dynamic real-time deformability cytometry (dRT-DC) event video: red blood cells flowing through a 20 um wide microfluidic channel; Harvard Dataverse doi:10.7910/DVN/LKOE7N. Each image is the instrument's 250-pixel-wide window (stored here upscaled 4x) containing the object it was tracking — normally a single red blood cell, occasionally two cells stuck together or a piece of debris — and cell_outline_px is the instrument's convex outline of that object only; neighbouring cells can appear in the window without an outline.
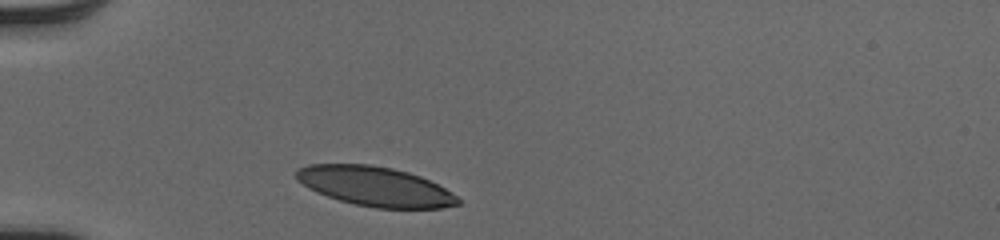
{"species": "human", "species_latin": "Homo sapiens", "temperature_condition": "cold", "stored_images_in_passage": 31, "camera_frame_rate_fps": 3000, "um_per_image_px": 0.085, "donor": {"sex": "male"}, "frame": {"image": 1, "passage_image": 1, "time_ms": 0.0, "image_size_px": [1000, 240], "cell_outline_px": [[460, 204], [440, 208], [376, 208], [356, 204], [340, 200], [316, 192], [308, 188], [296, 180], [296, 172], [300, 168], [308, 164], [368, 164], [392, 168], [408, 172], [420, 176], [452, 192], [460, 200]], "centroid_in_image_um": [31.88, 15.84], "position_along_channel_um": 53.1, "area_um2": 36.99}}
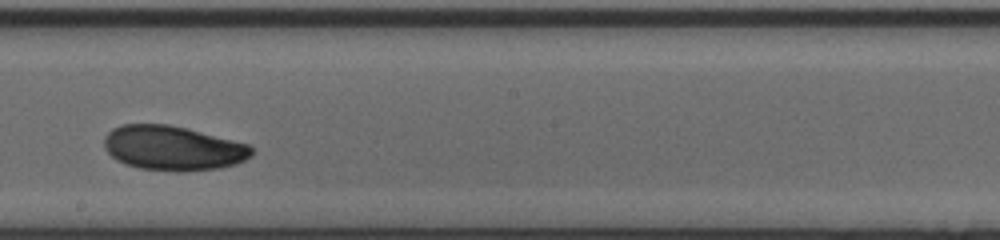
{"frame": {"image": 2, "passage_image": 16, "time_ms": 5.0, "image_size_px": [1000, 240], "cell_outline_px": [[252, 156], [236, 164], [220, 168], [184, 172], [176, 172], [140, 168], [116, 160], [104, 148], [104, 140], [108, 132], [112, 128], [120, 124], [168, 124], [248, 144], [252, 148]], "centroid_in_image_um": [14.68, 12.6], "position_along_channel_um": 233.5, "area_um2": 38.21}}
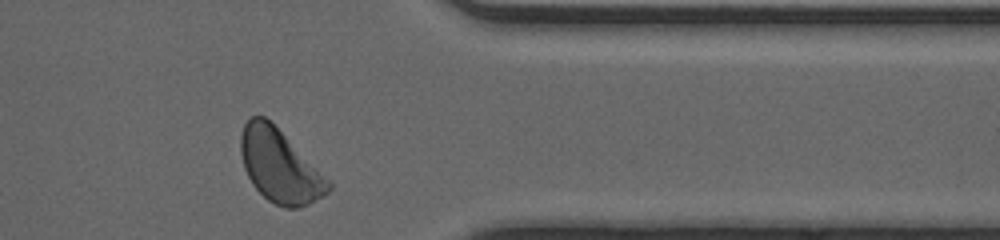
{"frame": {"image": 3, "passage_image": 28, "time_ms": 9.0, "image_size_px": [1000, 240], "cell_outline_px": [[332, 188], [328, 192], [308, 204], [300, 208], [284, 208], [268, 200], [252, 184], [244, 168], [240, 152], [240, 136], [244, 124], [252, 116], [264, 116], [332, 180]], "centroid_in_image_um": [23.79, 14.13], "position_along_channel_um": 387.6, "area_um2": 37.17}, "authors_computed_cell_mechanics": {"area_um2": 37.1654, "velocity_mm_per_s": 4.0536, "shape_relaxation_time_tau1_ms": 2.9993, "shape_relaxation_time_tau2_ms": null, "deformation_change_tau1": 0.1183, "deformation_change_tau2": null}}